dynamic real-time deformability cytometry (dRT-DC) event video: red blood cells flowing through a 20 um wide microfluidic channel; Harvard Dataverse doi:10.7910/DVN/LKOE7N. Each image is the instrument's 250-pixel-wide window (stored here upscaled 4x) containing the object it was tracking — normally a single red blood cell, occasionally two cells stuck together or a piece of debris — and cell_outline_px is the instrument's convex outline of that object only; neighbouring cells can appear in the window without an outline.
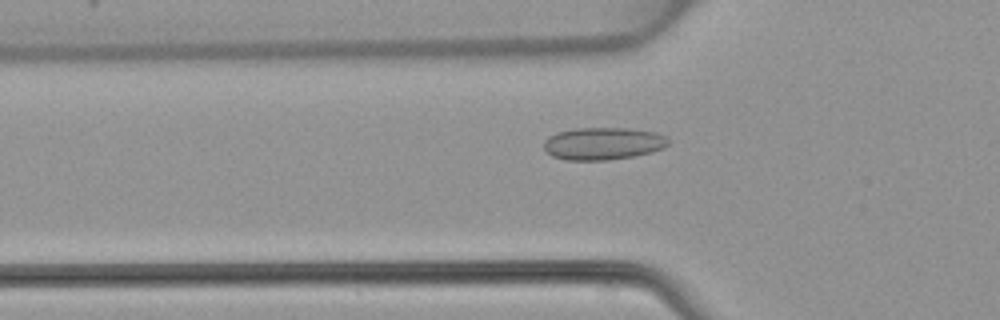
{"species": "common noctule bat (a hibernating species)", "species_latin": "Nyctalus noctula", "temperature_condition": "warm", "stored_images_in_passage": 48, "camera_frame_rate_fps": 3000, "um_per_image_px": 0.085, "animal": {"sex": "female", "body_mass_g": 22.7, "forearm_length_mm": 54.2}, "frame": {"image": 1, "passage_image": 16, "time_ms": 5.0, "image_size_px": [1000, 320], "cell_outline_px": [[668, 144], [664, 148], [652, 152], [636, 156], [608, 160], [564, 160], [552, 156], [544, 148], [544, 140], [548, 136], [556, 132], [576, 128], [628, 128], [656, 132], [668, 136]], "centroid_in_image_um": [51.27, 12.2], "position_along_channel_um": 74.5, "area_um2": 23.81}}
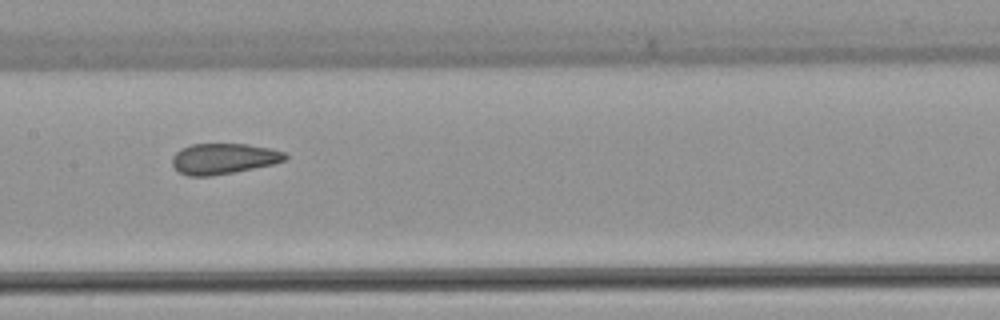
{"frame": {"image": 2, "passage_image": 24, "time_ms": 7.667, "image_size_px": [1000, 320], "cell_outline_px": [[288, 156], [284, 160], [272, 164], [212, 176], [188, 176], [180, 172], [172, 164], [172, 156], [176, 152], [192, 144], [248, 144], [272, 148], [284, 152]], "centroid_in_image_um": [19.0, 13.48], "position_along_channel_um": 188.4, "area_um2": 20.0}}
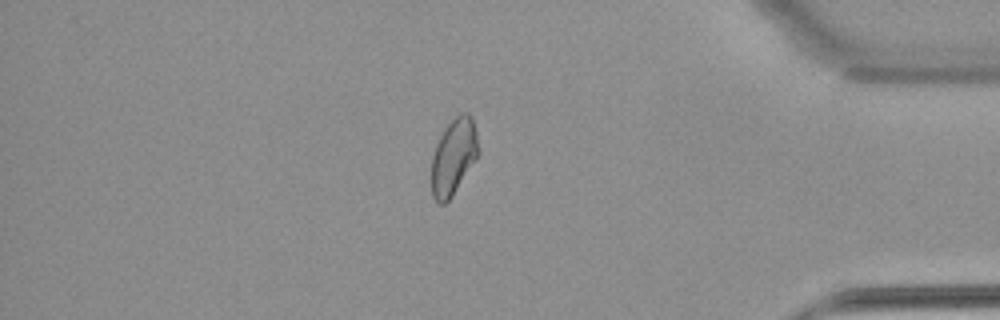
{"frame": {"image": 3, "passage_image": 41, "time_ms": 13.333, "image_size_px": [1000, 320], "cell_outline_px": [[480, 152], [452, 196], [444, 204], [440, 204], [432, 196], [432, 156], [436, 144], [444, 128], [460, 112], [468, 112], [472, 116], [476, 132]], "centroid_in_image_um": [38.56, 13.28], "position_along_channel_um": 396.6, "area_um2": 20.69}}